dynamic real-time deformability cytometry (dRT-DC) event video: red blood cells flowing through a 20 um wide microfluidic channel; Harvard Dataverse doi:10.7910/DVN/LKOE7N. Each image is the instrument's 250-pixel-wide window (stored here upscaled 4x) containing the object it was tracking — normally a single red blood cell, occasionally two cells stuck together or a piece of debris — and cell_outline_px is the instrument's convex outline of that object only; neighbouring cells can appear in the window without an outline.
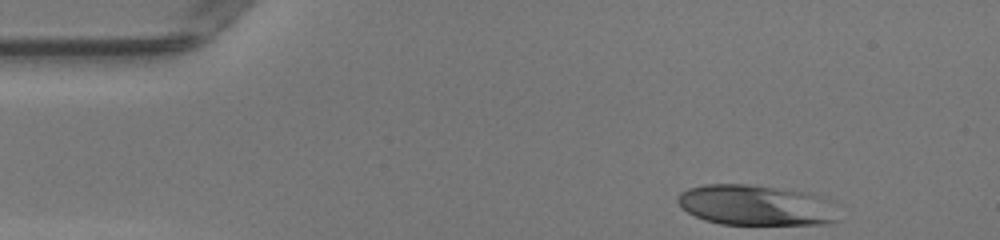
{"species": "human", "species_latin": "Homo sapiens", "temperature_condition": "warm", "stored_images_in_passage": 33, "camera_frame_rate_fps": 3000, "um_per_image_px": 0.085, "donor": {"sex": "female"}, "frame": {"image": 1, "passage_image": 1, "time_ms": 0.0, "image_size_px": [1000, 240], "cell_outline_px": [[840, 220], [832, 224], [720, 224], [704, 220], [688, 212], [676, 200], [676, 196], [680, 192], [688, 188], [708, 184], [744, 184], [772, 188], [812, 196]], "centroid_in_image_um": [64.0, 17.47], "position_along_channel_um": 21.0, "area_um2": 36.07}}
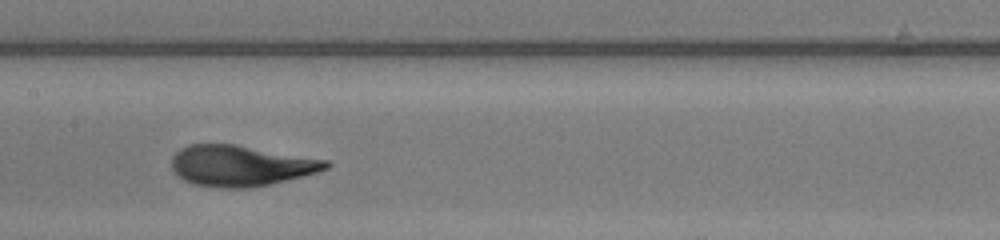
{"frame": {"image": 2, "passage_image": 19, "time_ms": 6.0, "image_size_px": [1000, 240], "cell_outline_px": [[332, 164], [328, 168], [316, 172], [272, 184], [256, 188], [216, 188], [192, 184], [184, 180], [172, 168], [172, 156], [180, 148], [188, 144], [236, 144], [328, 160]], "centroid_in_image_um": [20.46, 14.09], "position_along_channel_um": 186.9, "area_um2": 36.93}}
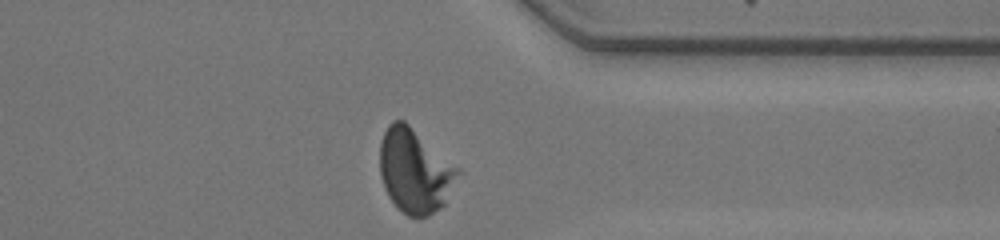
{"frame": {"image": 3, "passage_image": 33, "time_ms": 10.667, "image_size_px": [1000, 240], "cell_outline_px": [[464, 172], [444, 204], [440, 208], [428, 216], [408, 216], [388, 196], [384, 188], [380, 176], [380, 144], [384, 132], [388, 124], [392, 120], [404, 120], [460, 168]], "centroid_in_image_um": [35.3, 14.51], "position_along_channel_um": 376.1, "area_um2": 38.49}, "authors_computed_cell_mechanics": {"area_um2": 36.9342, "velocity_mm_per_s": 4.186, "shape_relaxation_time_tau1_ms": 3.9565, "shape_relaxation_time_tau2_ms": 0.702, "deformation_change_tau1": 0.224, "deformation_change_tau2": 0.0608}}